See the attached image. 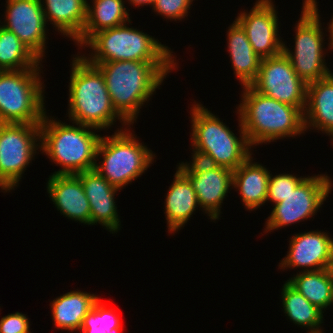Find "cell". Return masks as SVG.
<instances>
[{
	"label": "cell",
	"mask_w": 333,
	"mask_h": 333,
	"mask_svg": "<svg viewBox=\"0 0 333 333\" xmlns=\"http://www.w3.org/2000/svg\"><path fill=\"white\" fill-rule=\"evenodd\" d=\"M179 62L108 61L90 63L103 74L116 112L131 126ZM152 97V98H151Z\"/></svg>",
	"instance_id": "obj_1"
},
{
	"label": "cell",
	"mask_w": 333,
	"mask_h": 333,
	"mask_svg": "<svg viewBox=\"0 0 333 333\" xmlns=\"http://www.w3.org/2000/svg\"><path fill=\"white\" fill-rule=\"evenodd\" d=\"M194 103V104H193ZM190 104L191 158L205 163L236 170L251 155L253 147L248 141L238 111V134H234L218 115L194 100Z\"/></svg>",
	"instance_id": "obj_2"
},
{
	"label": "cell",
	"mask_w": 333,
	"mask_h": 333,
	"mask_svg": "<svg viewBox=\"0 0 333 333\" xmlns=\"http://www.w3.org/2000/svg\"><path fill=\"white\" fill-rule=\"evenodd\" d=\"M71 60L66 114L69 121L105 132L117 126V121L121 130L130 126L114 109L101 71L78 51Z\"/></svg>",
	"instance_id": "obj_3"
},
{
	"label": "cell",
	"mask_w": 333,
	"mask_h": 333,
	"mask_svg": "<svg viewBox=\"0 0 333 333\" xmlns=\"http://www.w3.org/2000/svg\"><path fill=\"white\" fill-rule=\"evenodd\" d=\"M240 96L236 109L254 149L261 144L305 135L304 112L297 106L269 98L251 86L242 87Z\"/></svg>",
	"instance_id": "obj_4"
},
{
	"label": "cell",
	"mask_w": 333,
	"mask_h": 333,
	"mask_svg": "<svg viewBox=\"0 0 333 333\" xmlns=\"http://www.w3.org/2000/svg\"><path fill=\"white\" fill-rule=\"evenodd\" d=\"M48 114V115H47ZM45 113L40 124V152L60 166L52 175L77 174L95 168L101 130L79 123L72 124Z\"/></svg>",
	"instance_id": "obj_5"
},
{
	"label": "cell",
	"mask_w": 333,
	"mask_h": 333,
	"mask_svg": "<svg viewBox=\"0 0 333 333\" xmlns=\"http://www.w3.org/2000/svg\"><path fill=\"white\" fill-rule=\"evenodd\" d=\"M130 22L95 33L82 47L89 63L108 61L177 62V55L157 38L134 28ZM130 25H129V24ZM130 26V27H129ZM86 48V49H85Z\"/></svg>",
	"instance_id": "obj_6"
},
{
	"label": "cell",
	"mask_w": 333,
	"mask_h": 333,
	"mask_svg": "<svg viewBox=\"0 0 333 333\" xmlns=\"http://www.w3.org/2000/svg\"><path fill=\"white\" fill-rule=\"evenodd\" d=\"M134 133L131 125L122 130L118 127L112 135L103 134L97 146L95 170L119 190L136 181L156 162L155 152Z\"/></svg>",
	"instance_id": "obj_7"
},
{
	"label": "cell",
	"mask_w": 333,
	"mask_h": 333,
	"mask_svg": "<svg viewBox=\"0 0 333 333\" xmlns=\"http://www.w3.org/2000/svg\"><path fill=\"white\" fill-rule=\"evenodd\" d=\"M302 1L300 18L294 25L293 42L295 44L292 49L287 46L286 41H283V52L299 78L308 85L332 73L325 59L326 55L332 52L329 43L324 42L325 36L328 37V31L324 27L326 23L321 21L322 18L319 15L321 12L318 9L319 2L317 0ZM324 29L326 32L323 31Z\"/></svg>",
	"instance_id": "obj_8"
},
{
	"label": "cell",
	"mask_w": 333,
	"mask_h": 333,
	"mask_svg": "<svg viewBox=\"0 0 333 333\" xmlns=\"http://www.w3.org/2000/svg\"><path fill=\"white\" fill-rule=\"evenodd\" d=\"M42 65L0 71V123L41 124L47 112Z\"/></svg>",
	"instance_id": "obj_9"
},
{
	"label": "cell",
	"mask_w": 333,
	"mask_h": 333,
	"mask_svg": "<svg viewBox=\"0 0 333 333\" xmlns=\"http://www.w3.org/2000/svg\"><path fill=\"white\" fill-rule=\"evenodd\" d=\"M39 152L40 124L0 123V190L3 193L19 186L25 170Z\"/></svg>",
	"instance_id": "obj_10"
},
{
	"label": "cell",
	"mask_w": 333,
	"mask_h": 333,
	"mask_svg": "<svg viewBox=\"0 0 333 333\" xmlns=\"http://www.w3.org/2000/svg\"><path fill=\"white\" fill-rule=\"evenodd\" d=\"M327 172L307 177L283 201L274 204L266 219L263 233H271L289 225L312 219L333 190Z\"/></svg>",
	"instance_id": "obj_11"
},
{
	"label": "cell",
	"mask_w": 333,
	"mask_h": 333,
	"mask_svg": "<svg viewBox=\"0 0 333 333\" xmlns=\"http://www.w3.org/2000/svg\"><path fill=\"white\" fill-rule=\"evenodd\" d=\"M177 164L176 168L189 179L196 192L200 210L211 222L220 219L223 201L233 190V170L196 159Z\"/></svg>",
	"instance_id": "obj_12"
},
{
	"label": "cell",
	"mask_w": 333,
	"mask_h": 333,
	"mask_svg": "<svg viewBox=\"0 0 333 333\" xmlns=\"http://www.w3.org/2000/svg\"><path fill=\"white\" fill-rule=\"evenodd\" d=\"M250 86L269 98L305 110L307 85L296 74L284 52L263 58L257 78Z\"/></svg>",
	"instance_id": "obj_13"
},
{
	"label": "cell",
	"mask_w": 333,
	"mask_h": 333,
	"mask_svg": "<svg viewBox=\"0 0 333 333\" xmlns=\"http://www.w3.org/2000/svg\"><path fill=\"white\" fill-rule=\"evenodd\" d=\"M0 25L14 33L41 61L46 57L48 26L40 0H5Z\"/></svg>",
	"instance_id": "obj_14"
},
{
	"label": "cell",
	"mask_w": 333,
	"mask_h": 333,
	"mask_svg": "<svg viewBox=\"0 0 333 333\" xmlns=\"http://www.w3.org/2000/svg\"><path fill=\"white\" fill-rule=\"evenodd\" d=\"M250 9L240 11L235 20L244 29L254 52L262 59L283 52L281 23L273 0H256Z\"/></svg>",
	"instance_id": "obj_15"
},
{
	"label": "cell",
	"mask_w": 333,
	"mask_h": 333,
	"mask_svg": "<svg viewBox=\"0 0 333 333\" xmlns=\"http://www.w3.org/2000/svg\"><path fill=\"white\" fill-rule=\"evenodd\" d=\"M288 251L280 260L282 271L300 269L298 272L328 269L333 254V236L323 230H310L293 234Z\"/></svg>",
	"instance_id": "obj_16"
},
{
	"label": "cell",
	"mask_w": 333,
	"mask_h": 333,
	"mask_svg": "<svg viewBox=\"0 0 333 333\" xmlns=\"http://www.w3.org/2000/svg\"><path fill=\"white\" fill-rule=\"evenodd\" d=\"M75 175L81 180L90 204L91 226L100 224L111 234H117L122 226L115 196L121 190L112 186L95 168Z\"/></svg>",
	"instance_id": "obj_17"
},
{
	"label": "cell",
	"mask_w": 333,
	"mask_h": 333,
	"mask_svg": "<svg viewBox=\"0 0 333 333\" xmlns=\"http://www.w3.org/2000/svg\"><path fill=\"white\" fill-rule=\"evenodd\" d=\"M46 190L53 205L67 219L91 226V210L81 180L74 174L50 175Z\"/></svg>",
	"instance_id": "obj_18"
},
{
	"label": "cell",
	"mask_w": 333,
	"mask_h": 333,
	"mask_svg": "<svg viewBox=\"0 0 333 333\" xmlns=\"http://www.w3.org/2000/svg\"><path fill=\"white\" fill-rule=\"evenodd\" d=\"M304 127L326 134L333 144V72L307 85Z\"/></svg>",
	"instance_id": "obj_19"
},
{
	"label": "cell",
	"mask_w": 333,
	"mask_h": 333,
	"mask_svg": "<svg viewBox=\"0 0 333 333\" xmlns=\"http://www.w3.org/2000/svg\"><path fill=\"white\" fill-rule=\"evenodd\" d=\"M164 200L163 211L170 235L183 229L193 214L195 215L196 209H200L196 192L189 179L178 168Z\"/></svg>",
	"instance_id": "obj_20"
},
{
	"label": "cell",
	"mask_w": 333,
	"mask_h": 333,
	"mask_svg": "<svg viewBox=\"0 0 333 333\" xmlns=\"http://www.w3.org/2000/svg\"><path fill=\"white\" fill-rule=\"evenodd\" d=\"M251 155L236 170H233L232 189L241 197L247 211H256L265 205L268 194L270 170L255 162ZM261 206V207H260Z\"/></svg>",
	"instance_id": "obj_21"
},
{
	"label": "cell",
	"mask_w": 333,
	"mask_h": 333,
	"mask_svg": "<svg viewBox=\"0 0 333 333\" xmlns=\"http://www.w3.org/2000/svg\"><path fill=\"white\" fill-rule=\"evenodd\" d=\"M99 298L96 293L78 289L55 297L49 304L54 327L57 330L79 333L83 319Z\"/></svg>",
	"instance_id": "obj_22"
},
{
	"label": "cell",
	"mask_w": 333,
	"mask_h": 333,
	"mask_svg": "<svg viewBox=\"0 0 333 333\" xmlns=\"http://www.w3.org/2000/svg\"><path fill=\"white\" fill-rule=\"evenodd\" d=\"M227 52L235 79L241 87L250 86L257 78L262 58L256 54L242 26L234 20L227 30Z\"/></svg>",
	"instance_id": "obj_23"
},
{
	"label": "cell",
	"mask_w": 333,
	"mask_h": 333,
	"mask_svg": "<svg viewBox=\"0 0 333 333\" xmlns=\"http://www.w3.org/2000/svg\"><path fill=\"white\" fill-rule=\"evenodd\" d=\"M47 25L75 42L87 18V0H40ZM50 23V24H49Z\"/></svg>",
	"instance_id": "obj_24"
},
{
	"label": "cell",
	"mask_w": 333,
	"mask_h": 333,
	"mask_svg": "<svg viewBox=\"0 0 333 333\" xmlns=\"http://www.w3.org/2000/svg\"><path fill=\"white\" fill-rule=\"evenodd\" d=\"M87 18L82 34L74 42L77 49L97 32L117 27L131 21L130 9L125 6V0H88ZM91 3V5H90ZM127 7V8H126Z\"/></svg>",
	"instance_id": "obj_25"
},
{
	"label": "cell",
	"mask_w": 333,
	"mask_h": 333,
	"mask_svg": "<svg viewBox=\"0 0 333 333\" xmlns=\"http://www.w3.org/2000/svg\"><path fill=\"white\" fill-rule=\"evenodd\" d=\"M282 311L287 320L297 327L307 328V333H324V313L296 291L287 281L281 288ZM322 324V325H321Z\"/></svg>",
	"instance_id": "obj_26"
},
{
	"label": "cell",
	"mask_w": 333,
	"mask_h": 333,
	"mask_svg": "<svg viewBox=\"0 0 333 333\" xmlns=\"http://www.w3.org/2000/svg\"><path fill=\"white\" fill-rule=\"evenodd\" d=\"M287 282L323 313L333 303V277L328 269L296 272Z\"/></svg>",
	"instance_id": "obj_27"
},
{
	"label": "cell",
	"mask_w": 333,
	"mask_h": 333,
	"mask_svg": "<svg viewBox=\"0 0 333 333\" xmlns=\"http://www.w3.org/2000/svg\"><path fill=\"white\" fill-rule=\"evenodd\" d=\"M40 63L14 33L0 25V71L33 69Z\"/></svg>",
	"instance_id": "obj_28"
},
{
	"label": "cell",
	"mask_w": 333,
	"mask_h": 333,
	"mask_svg": "<svg viewBox=\"0 0 333 333\" xmlns=\"http://www.w3.org/2000/svg\"><path fill=\"white\" fill-rule=\"evenodd\" d=\"M103 301L100 297L93 309L83 319L80 333H124L119 317L120 311L118 308L115 310L110 306L107 307Z\"/></svg>",
	"instance_id": "obj_29"
},
{
	"label": "cell",
	"mask_w": 333,
	"mask_h": 333,
	"mask_svg": "<svg viewBox=\"0 0 333 333\" xmlns=\"http://www.w3.org/2000/svg\"><path fill=\"white\" fill-rule=\"evenodd\" d=\"M307 176L294 175L290 173H270L268 183V194L266 202L277 204L284 200Z\"/></svg>",
	"instance_id": "obj_30"
},
{
	"label": "cell",
	"mask_w": 333,
	"mask_h": 333,
	"mask_svg": "<svg viewBox=\"0 0 333 333\" xmlns=\"http://www.w3.org/2000/svg\"><path fill=\"white\" fill-rule=\"evenodd\" d=\"M193 1L195 0H155L152 12L166 21H182L188 17Z\"/></svg>",
	"instance_id": "obj_31"
},
{
	"label": "cell",
	"mask_w": 333,
	"mask_h": 333,
	"mask_svg": "<svg viewBox=\"0 0 333 333\" xmlns=\"http://www.w3.org/2000/svg\"><path fill=\"white\" fill-rule=\"evenodd\" d=\"M30 325L27 314L19 311L9 313L0 319V333H31Z\"/></svg>",
	"instance_id": "obj_32"
},
{
	"label": "cell",
	"mask_w": 333,
	"mask_h": 333,
	"mask_svg": "<svg viewBox=\"0 0 333 333\" xmlns=\"http://www.w3.org/2000/svg\"><path fill=\"white\" fill-rule=\"evenodd\" d=\"M155 0H126V2H128L127 4H130L131 7H142V6H147L149 5V7L151 8L152 5L154 4Z\"/></svg>",
	"instance_id": "obj_33"
},
{
	"label": "cell",
	"mask_w": 333,
	"mask_h": 333,
	"mask_svg": "<svg viewBox=\"0 0 333 333\" xmlns=\"http://www.w3.org/2000/svg\"><path fill=\"white\" fill-rule=\"evenodd\" d=\"M330 22L327 23V31H328V38L326 40H328L327 42H329V47L331 49V51H333V16L331 17V20H329Z\"/></svg>",
	"instance_id": "obj_34"
},
{
	"label": "cell",
	"mask_w": 333,
	"mask_h": 333,
	"mask_svg": "<svg viewBox=\"0 0 333 333\" xmlns=\"http://www.w3.org/2000/svg\"><path fill=\"white\" fill-rule=\"evenodd\" d=\"M329 270H330L331 275H332V277H333V254H332L331 264H330Z\"/></svg>",
	"instance_id": "obj_35"
}]
</instances>
